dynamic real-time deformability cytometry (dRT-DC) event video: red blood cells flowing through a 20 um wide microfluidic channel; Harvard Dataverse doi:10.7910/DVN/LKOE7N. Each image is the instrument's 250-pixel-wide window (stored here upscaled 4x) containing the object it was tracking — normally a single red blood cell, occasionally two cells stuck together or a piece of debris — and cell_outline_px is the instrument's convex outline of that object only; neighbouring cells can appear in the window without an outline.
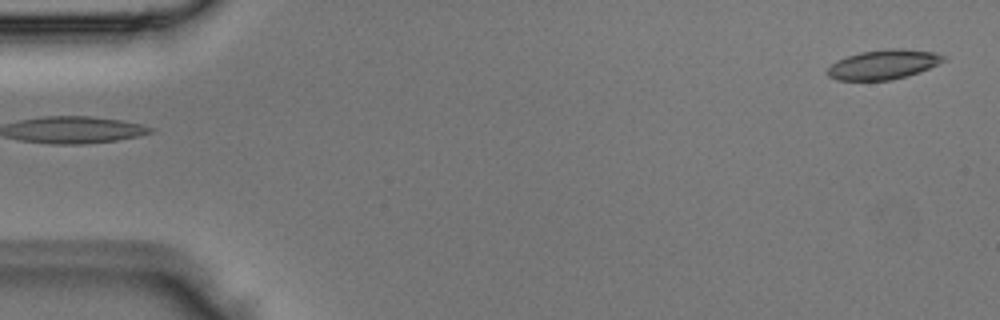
{"species": "Egyptian fruit bat (a non-hibernating species)", "species_latin": "Rousettus aegyptiacus", "temperature_condition": "room temperature", "stored_images_in_passage": 4, "camera_frame_rate_fps": 3000, "um_per_image_px": 0.085, "animal": {"sex": "male"}, "frame": {"image": 1, "passage_image": 4, "time_ms": 1.0, "image_size_px": [1000, 320], "cell_outline_px": [[944, 60], [920, 72], [888, 80], [836, 80], [828, 76], [828, 68], [836, 60], [860, 52], [888, 48], [904, 48], [936, 52], [944, 56]], "centroid_in_image_um": [75.07, 5.46], "position_along_channel_um": 9.9, "area_um2": 19.83}}